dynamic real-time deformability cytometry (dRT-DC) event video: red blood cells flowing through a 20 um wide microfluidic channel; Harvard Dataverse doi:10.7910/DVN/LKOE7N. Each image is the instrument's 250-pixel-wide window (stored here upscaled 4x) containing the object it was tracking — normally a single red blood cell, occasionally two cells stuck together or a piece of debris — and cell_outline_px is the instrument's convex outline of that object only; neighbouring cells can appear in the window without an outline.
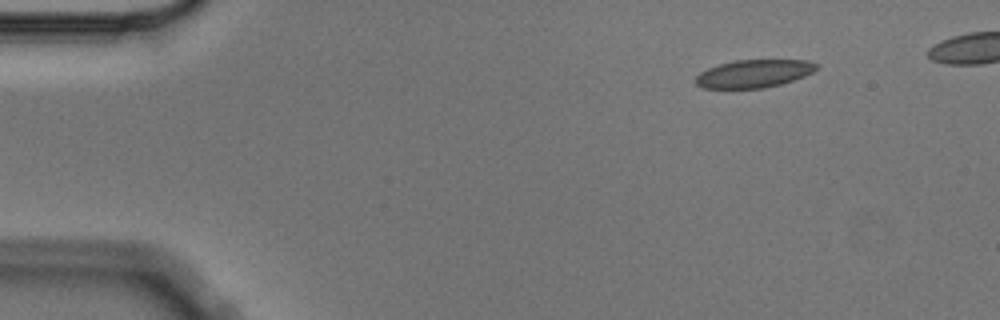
{"species": "Egyptian fruit bat (a non-hibernating species)", "species_latin": "Rousettus aegyptiacus", "temperature_condition": "cold", "stored_images_in_passage": 5, "camera_frame_rate_fps": 3000, "um_per_image_px": 0.085, "animal": {"sex": "male"}, "frame": {"image": 1, "passage_image": 5, "time_ms": 1.333, "image_size_px": [1000, 320], "cell_outline_px": [[820, 68], [804, 76], [780, 84], [764, 88], [704, 88], [696, 84], [696, 76], [700, 72], [708, 68], [720, 64], [736, 60], [808, 60], [820, 64]], "centroid_in_image_um": [64.12, 6.25], "position_along_channel_um": 20.9, "area_um2": 19.59}}